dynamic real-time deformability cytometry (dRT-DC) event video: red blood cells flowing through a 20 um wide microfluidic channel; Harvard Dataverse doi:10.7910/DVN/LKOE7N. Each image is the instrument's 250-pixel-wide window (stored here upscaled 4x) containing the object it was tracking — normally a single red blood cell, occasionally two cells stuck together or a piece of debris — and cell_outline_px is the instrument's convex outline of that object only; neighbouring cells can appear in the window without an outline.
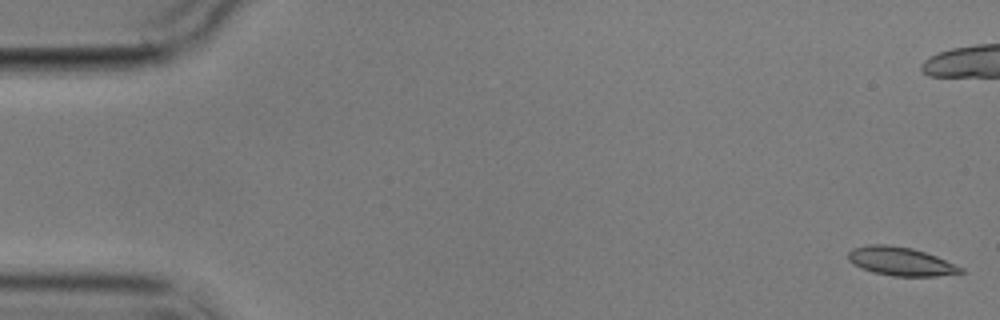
{"species": "common noctule bat (a hibernating species)", "species_latin": "Nyctalus noctula", "temperature_condition": "cold", "stored_images_in_passage": 14, "camera_frame_rate_fps": 3000, "um_per_image_px": 0.085, "animal": {"sex": "male", "body_mass_g": 17.9}, "frame": {"image": 1, "passage_image": 1, "time_ms": 0.0, "image_size_px": [1000, 320], "cell_outline_px": [[964, 272], [936, 276], [892, 276], [872, 272], [852, 264], [848, 260], [848, 252], [852, 248], [868, 244], [884, 244], [912, 248], [936, 256], [964, 268]], "centroid_in_image_um": [76.52, 22.21], "position_along_channel_um": 8.5, "area_um2": 18.73}}
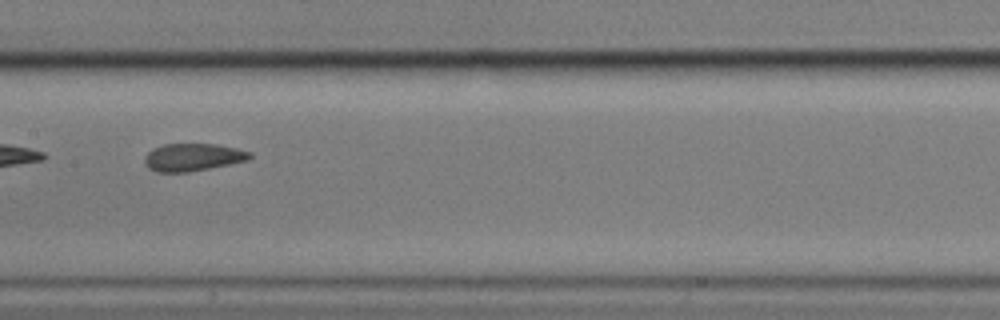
{"frame": {"image": 2, "passage_image": 8, "time_ms": 10.667, "image_size_px": [1000, 320], "cell_outline_px": [[252, 156], [248, 160], [188, 172], [156, 172], [148, 168], [144, 164], [144, 156], [152, 148], [164, 144], [216, 144], [236, 148], [252, 152]], "centroid_in_image_um": [16.35, 13.36], "position_along_channel_um": 191.0, "area_um2": 16.94}}
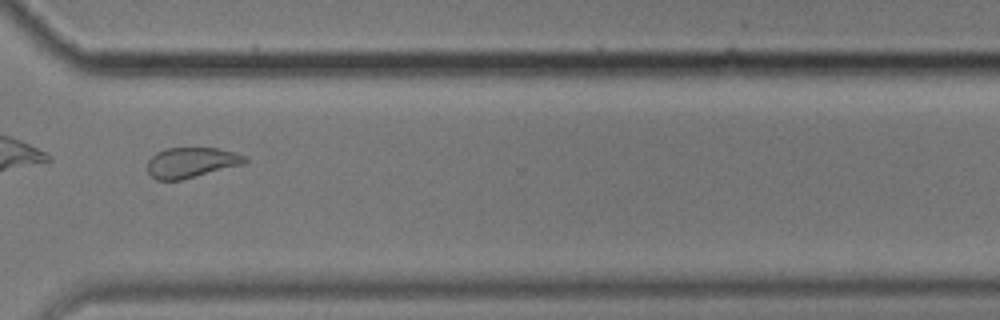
{"frame": {"image": 3, "passage_image": 12, "time_ms": 15.333, "image_size_px": [1000, 320], "cell_outline_px": [[248, 160], [244, 164], [180, 180], [156, 180], [148, 172], [148, 160], [156, 152], [168, 148], [216, 148], [232, 152], [244, 156]], "centroid_in_image_um": [16.24, 13.82], "position_along_channel_um": 354.4, "area_um2": 16.99}, "authors_computed_cell_mechanics": {"area_um2": 18.1203, "velocity_mm_per_s": 3.5177, "shape_relaxation_time_tau1_ms": null, "shape_relaxation_time_tau2_ms": 2.6986, "deformation_change_tau1": null, "deformation_change_tau2": 0.0849}}